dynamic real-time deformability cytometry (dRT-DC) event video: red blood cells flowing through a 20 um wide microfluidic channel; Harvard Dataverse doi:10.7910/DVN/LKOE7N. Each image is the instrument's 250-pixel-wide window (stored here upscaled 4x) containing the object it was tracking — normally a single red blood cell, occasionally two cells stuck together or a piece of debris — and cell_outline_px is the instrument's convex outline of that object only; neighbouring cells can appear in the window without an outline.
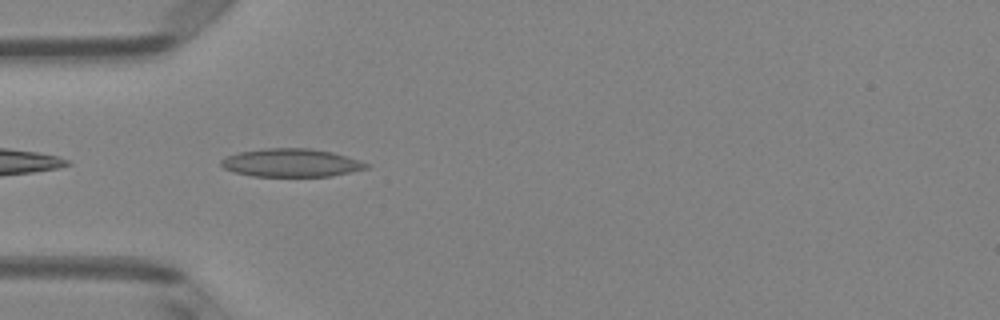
{"species": "Egyptian fruit bat (a non-hibernating species)", "species_latin": "Rousettus aegyptiacus", "temperature_condition": "room temperature", "stored_images_in_passage": 37, "camera_frame_rate_fps": 3000, "um_per_image_px": 0.085, "animal": {"sex": "female"}, "frame": {"image": 1, "passage_image": 2, "time_ms": 0.333, "image_size_px": [1000, 320], "cell_outline_px": [[372, 164], [368, 168], [332, 176], [252, 176], [232, 172], [224, 168], [220, 164], [220, 160], [224, 156], [240, 152], [264, 148], [312, 148], [332, 152], [360, 160]], "centroid_in_image_um": [24.74, 13.83], "position_along_channel_um": 60.3, "area_um2": 24.04}}
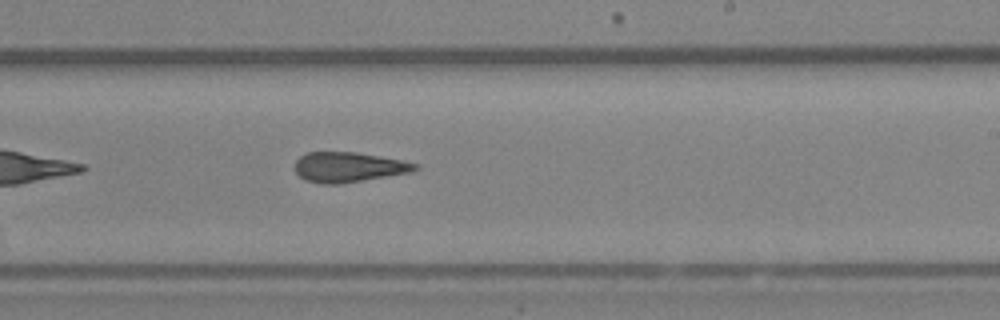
{"frame": {"image": 2, "passage_image": 17, "time_ms": 5.333, "image_size_px": [1000, 320], "cell_outline_px": [[420, 168], [412, 172], [340, 184], [324, 184], [304, 180], [296, 172], [296, 160], [304, 152], [356, 152], [400, 160], [420, 164]], "centroid_in_image_um": [29.63, 14.21], "position_along_channel_um": 259.4, "area_um2": 21.04}}
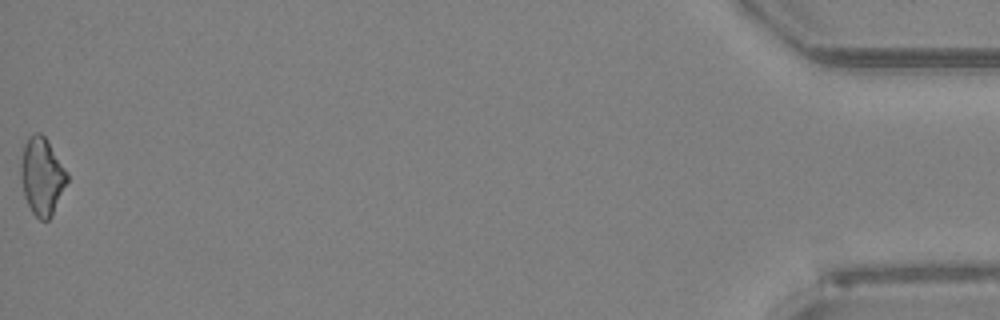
{"frame": {"image": 3, "passage_image": 37, "time_ms": 12.0, "image_size_px": [1000, 320], "cell_outline_px": [[68, 180], [52, 216], [48, 220], [40, 220], [32, 212], [24, 196], [20, 176], [20, 164], [24, 144], [28, 136], [36, 132], [40, 132], [48, 140], [68, 172]], "centroid_in_image_um": [3.56, 14.96], "position_along_channel_um": 431.6, "area_um2": 21.1}, "authors_computed_cell_mechanics": {"area_um2": 21.0392, "velocity_mm_per_s": 4.0542, "shape_relaxation_time_tau1_ms": null, "shape_relaxation_time_tau2_ms": 6.7424, "deformation_change_tau1": null, "deformation_change_tau2": 0.1769}}